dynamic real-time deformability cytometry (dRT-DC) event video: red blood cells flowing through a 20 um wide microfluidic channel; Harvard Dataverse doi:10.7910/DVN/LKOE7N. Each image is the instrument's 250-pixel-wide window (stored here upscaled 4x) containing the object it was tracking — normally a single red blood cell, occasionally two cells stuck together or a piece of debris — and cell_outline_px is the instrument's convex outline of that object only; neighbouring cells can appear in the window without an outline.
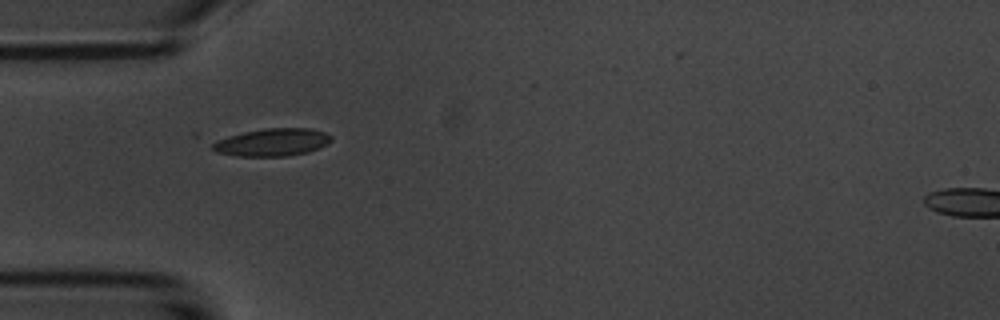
{"species": "common noctule bat (a hibernating species)", "species_latin": "Nyctalus noctula", "temperature_condition": "room temperature", "stored_images_in_passage": 2, "camera_frame_rate_fps": 3000, "um_per_image_px": 0.085, "animal": {"sex": "male", "body_mass_g": 20.1, "forearm_length_mm": 53.5}, "frame": {"image": 1, "passage_image": 1, "time_ms": 0.0, "image_size_px": [1000, 320], "cell_outline_px": [[332, 140], [328, 144], [308, 152], [288, 156], [236, 156], [216, 152], [212, 148], [212, 144], [216, 140], [228, 136], [244, 132], [264, 128], [312, 128], [324, 132], [332, 136]], "centroid_in_image_um": [23.16, 12.09], "position_along_channel_um": 61.8, "area_um2": 19.19}}